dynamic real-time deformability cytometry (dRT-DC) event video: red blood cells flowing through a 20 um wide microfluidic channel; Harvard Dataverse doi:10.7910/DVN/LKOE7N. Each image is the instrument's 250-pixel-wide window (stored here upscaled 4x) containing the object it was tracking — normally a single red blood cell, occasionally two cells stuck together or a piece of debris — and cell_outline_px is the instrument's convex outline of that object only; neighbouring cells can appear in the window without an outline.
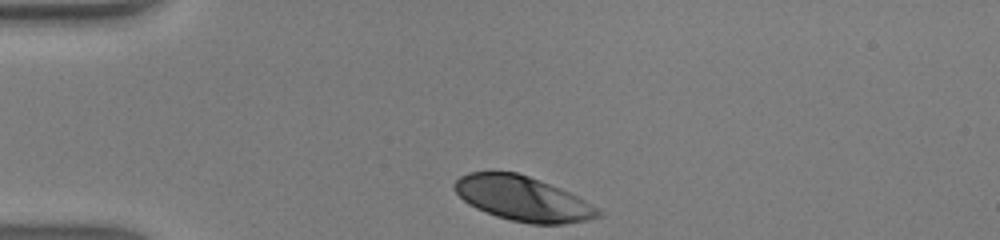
{"species": "human", "species_latin": "Homo sapiens", "temperature_condition": "warm", "stored_images_in_passage": 29, "camera_frame_rate_fps": 3000, "um_per_image_px": 0.085, "donor": {"sex": "male"}, "frame": {"image": 1, "passage_image": 1, "time_ms": 0.0, "image_size_px": [1000, 240], "cell_outline_px": [[600, 216], [588, 220], [564, 224], [532, 224], [512, 220], [496, 216], [476, 208], [468, 204], [452, 188], [452, 184], [460, 176], [468, 172], [492, 168], [516, 172], [528, 176], [560, 188], [584, 200], [596, 208], [600, 212]], "centroid_in_image_um": [44.34, 16.84], "position_along_channel_um": 40.7, "area_um2": 37.69}}
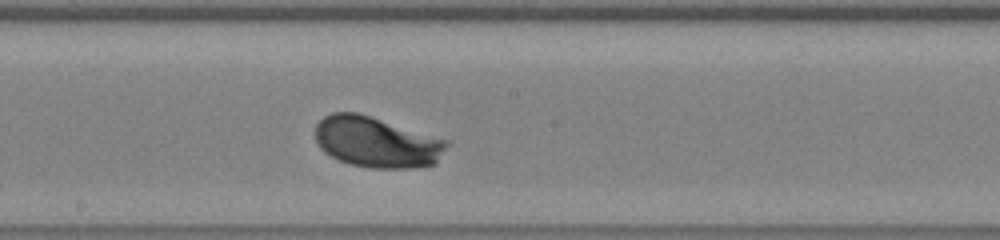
{"frame": {"image": 2, "passage_image": 16, "time_ms": 5.0, "image_size_px": [1000, 240], "cell_outline_px": [[448, 144], [436, 164], [412, 168], [372, 168], [348, 164], [324, 152], [316, 144], [316, 124], [324, 116], [332, 112], [356, 112], [448, 140]], "centroid_in_image_um": [31.99, 12.09], "position_along_channel_um": 216.2, "area_um2": 38.73}}
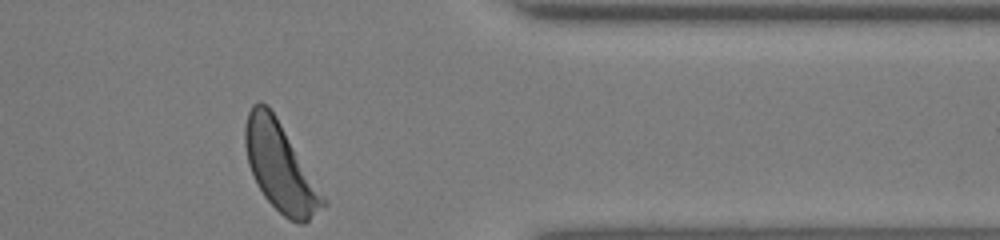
{"frame": {"image": 3, "passage_image": 29, "time_ms": 9.333, "image_size_px": [1000, 240], "cell_outline_px": [[328, 204], [304, 224], [300, 224], [288, 220], [264, 196], [248, 164], [244, 144], [244, 128], [248, 112], [252, 104], [260, 100], [268, 104], [276, 116], [328, 200]], "centroid_in_image_um": [23.83, 14.18], "position_along_channel_um": 387.6, "area_um2": 40.06}, "authors_computed_cell_mechanics": {"area_um2": 38.3792, "velocity_mm_per_s": 4.2746, "shape_relaxation_time_tau1_ms": 1.6369, "shape_relaxation_time_tau2_ms": null, "deformation_change_tau1": 0.1517, "deformation_change_tau2": null}}